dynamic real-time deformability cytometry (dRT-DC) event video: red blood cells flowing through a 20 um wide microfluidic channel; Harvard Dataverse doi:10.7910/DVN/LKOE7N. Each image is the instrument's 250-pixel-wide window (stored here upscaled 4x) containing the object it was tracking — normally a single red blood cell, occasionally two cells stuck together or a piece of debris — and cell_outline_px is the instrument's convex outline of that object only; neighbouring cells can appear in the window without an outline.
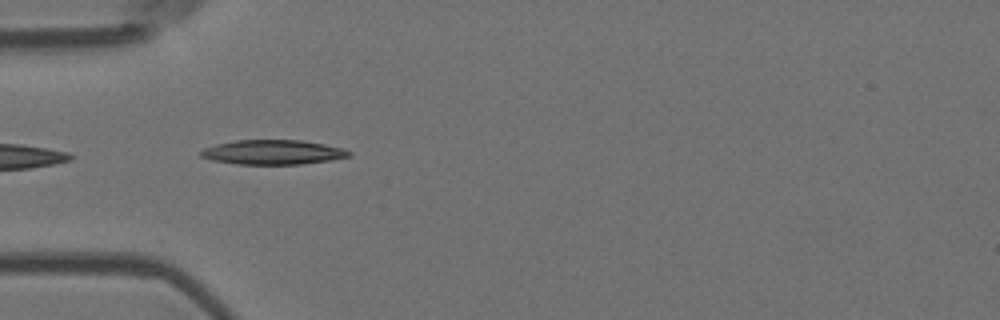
{"species": "Egyptian fruit bat (a non-hibernating species)", "species_latin": "Rousettus aegyptiacus", "temperature_condition": "room temperature", "stored_images_in_passage": 4, "camera_frame_rate_fps": 3000, "um_per_image_px": 0.085, "animal": {"sex": "female"}, "frame": {"image": 1, "passage_image": 2, "time_ms": 0.333, "image_size_px": [1000, 320], "cell_outline_px": [[352, 156], [332, 160], [300, 164], [236, 164], [212, 160], [200, 156], [200, 152], [204, 148], [216, 144], [236, 140], [300, 140], [324, 144], [344, 148], [352, 152]], "centroid_in_image_um": [23.23, 12.94], "position_along_channel_um": 61.8, "area_um2": 21.27}}